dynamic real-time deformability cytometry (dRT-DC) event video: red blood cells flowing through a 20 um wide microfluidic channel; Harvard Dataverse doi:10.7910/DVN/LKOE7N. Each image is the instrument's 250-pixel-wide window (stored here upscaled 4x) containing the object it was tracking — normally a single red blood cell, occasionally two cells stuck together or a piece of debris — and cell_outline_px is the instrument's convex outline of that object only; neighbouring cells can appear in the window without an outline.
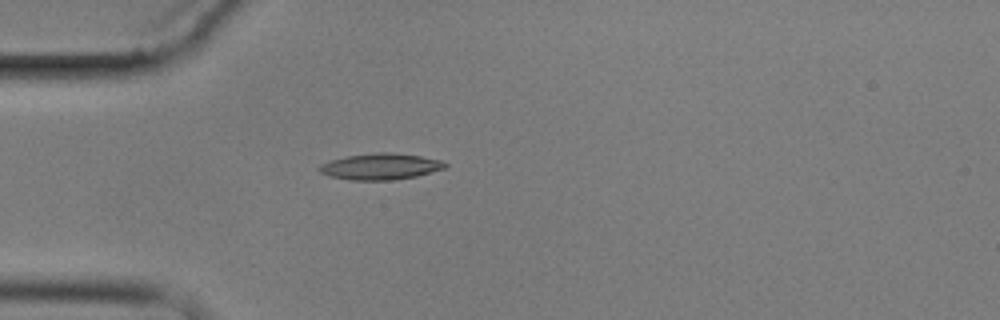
{"species": "common noctule bat (a hibernating species)", "species_latin": "Nyctalus noctula", "temperature_condition": "cold", "stored_images_in_passage": 5, "camera_frame_rate_fps": 3000, "um_per_image_px": 0.085, "animal": {"sex": "male", "body_mass_g": 17.9}, "frame": {"image": 1, "passage_image": 4, "time_ms": 4.0, "image_size_px": [1000, 320], "cell_outline_px": [[448, 164], [444, 168], [416, 176], [396, 180], [348, 180], [328, 176], [320, 172], [316, 168], [320, 164], [328, 160], [344, 156], [376, 152], [388, 152], [420, 156], [444, 160]], "centroid_in_image_um": [32.28, 14.15], "position_along_channel_um": 52.7, "area_um2": 19.54}}